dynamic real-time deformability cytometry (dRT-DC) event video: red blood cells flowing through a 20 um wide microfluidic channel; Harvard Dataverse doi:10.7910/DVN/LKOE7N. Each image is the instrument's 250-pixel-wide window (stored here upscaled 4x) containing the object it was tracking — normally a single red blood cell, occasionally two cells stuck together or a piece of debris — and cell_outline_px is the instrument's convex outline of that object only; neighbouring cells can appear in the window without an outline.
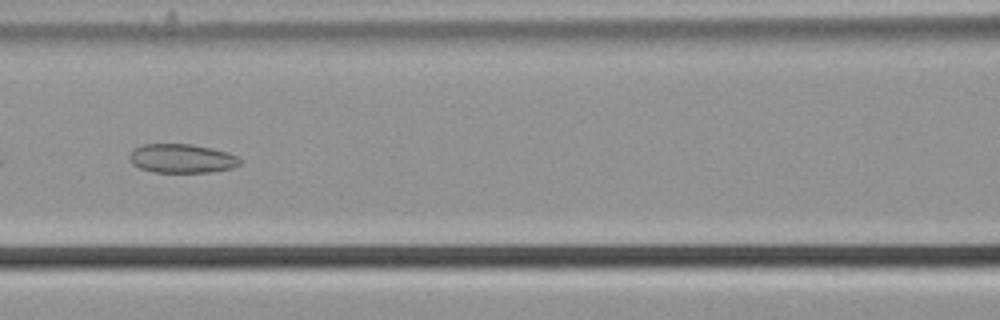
{"species": "common noctule bat (a hibernating species)", "species_latin": "Nyctalus noctula", "temperature_condition": "cold", "stored_images_in_passage": 55, "camera_frame_rate_fps": 3000, "um_per_image_px": 0.085, "animal": {"sex": "male", "body_mass_g": 21.5, "forearm_length_mm": 52.0}, "frame": {"image": 1, "passage_image": 26, "time_ms": 8.333, "image_size_px": [1000, 320], "cell_outline_px": [[240, 164], [232, 168], [212, 172], [152, 172], [140, 168], [132, 164], [128, 156], [140, 144], [192, 144], [212, 148], [228, 152], [236, 156], [240, 160]], "centroid_in_image_um": [15.45, 13.47], "position_along_channel_um": 151.2, "area_um2": 18.67}}
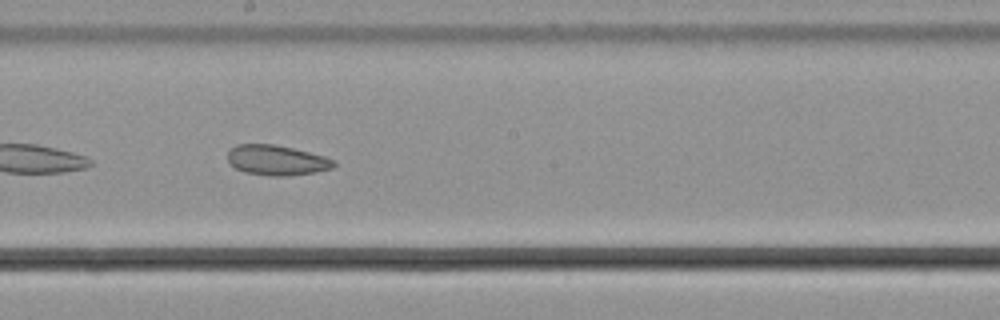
{"frame": {"image": 2, "passage_image": 32, "time_ms": 10.333, "image_size_px": [1000, 320], "cell_outline_px": [[336, 164], [332, 168], [316, 172], [288, 176], [268, 176], [244, 172], [228, 164], [228, 152], [236, 144], [276, 144], [324, 156], [332, 160]], "centroid_in_image_um": [23.48, 13.62], "position_along_channel_um": 224.7, "area_um2": 18.67}}
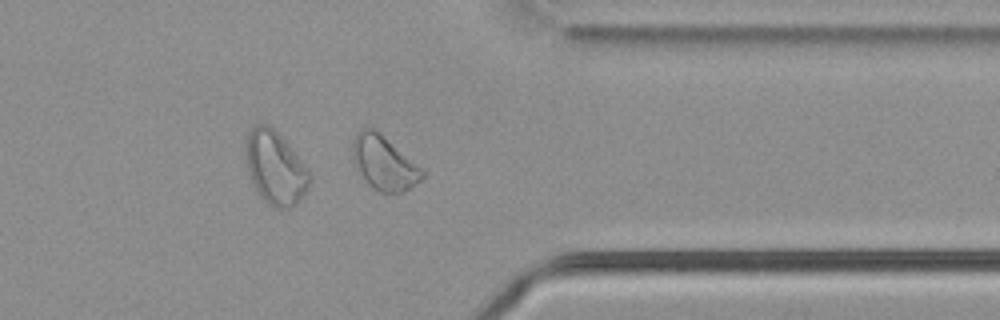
{"frame": {"image": 3, "passage_image": 45, "time_ms": 14.667, "image_size_px": [1000, 320], "cell_outline_px": [[424, 176], [416, 184], [404, 192], [380, 192], [372, 188], [368, 184], [356, 168], [352, 156], [352, 140], [356, 132], [364, 128], [372, 128], [420, 168], [424, 172]], "centroid_in_image_um": [32.58, 13.88], "position_along_channel_um": 378.8, "area_um2": 21.21}, "authors_computed_cell_mechanics": {"area_um2": 23.5246, "velocity_mm_per_s": 3.689, "shape_relaxation_time_tau1_ms": null, "shape_relaxation_time_tau2_ms": 6.468, "deformation_change_tau1": null, "deformation_change_tau2": 0.1172}}